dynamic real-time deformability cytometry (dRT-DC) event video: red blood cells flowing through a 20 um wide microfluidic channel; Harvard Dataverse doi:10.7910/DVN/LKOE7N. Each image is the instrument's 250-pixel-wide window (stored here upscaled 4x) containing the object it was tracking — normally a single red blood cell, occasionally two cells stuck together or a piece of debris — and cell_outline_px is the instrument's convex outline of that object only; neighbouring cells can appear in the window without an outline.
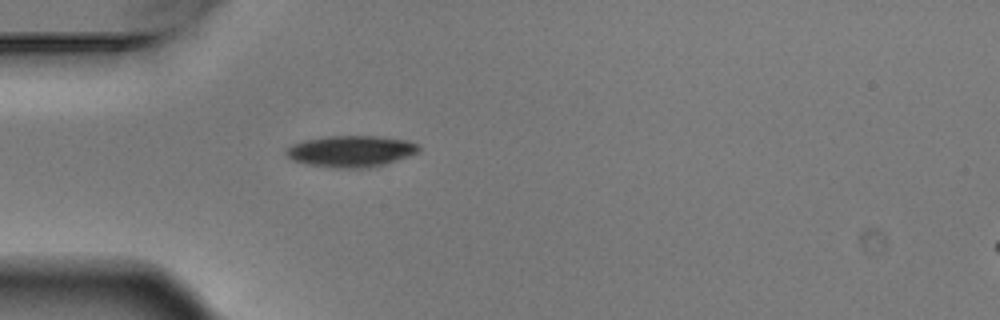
{"species": "Egyptian fruit bat (a non-hibernating species)", "species_latin": "Rousettus aegyptiacus", "temperature_condition": "warm", "stored_images_in_passage": 1, "camera_frame_rate_fps": 3000, "um_per_image_px": 0.085, "animal": {"sex": "male"}, "frame": {"image": 1, "passage_image": 1, "time_ms": 0.0, "image_size_px": [1000, 320], "cell_outline_px": [[420, 148], [416, 152], [408, 156], [384, 164], [368, 168], [332, 168], [308, 164], [292, 160], [284, 152], [284, 148], [292, 144], [304, 140], [328, 136], [376, 136], [408, 140], [416, 144]], "centroid_in_image_um": [29.78, 12.85], "position_along_channel_um": 55.2, "area_um2": 24.22}}